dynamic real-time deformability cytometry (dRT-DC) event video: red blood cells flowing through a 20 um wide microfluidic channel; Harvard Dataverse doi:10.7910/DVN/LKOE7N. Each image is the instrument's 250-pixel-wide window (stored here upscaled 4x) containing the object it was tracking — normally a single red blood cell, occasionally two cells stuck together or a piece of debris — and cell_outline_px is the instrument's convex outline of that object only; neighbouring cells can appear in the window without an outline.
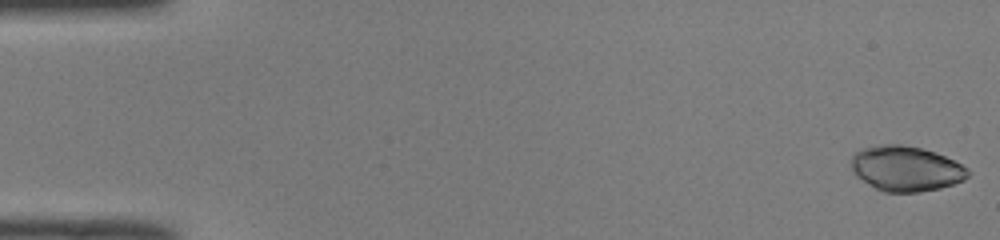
{"species": "common noctule bat (a hibernating species)", "species_latin": "Nyctalus noctula", "temperature_condition": "room temperature", "stored_images_in_passage": 50, "camera_frame_rate_fps": 3000, "um_per_image_px": 0.085, "animal": {"sex": "male", "body_mass_g": 19.0, "forearm_length_mm": 50.8}, "frame": {"image": 1, "passage_image": 1, "time_ms": 0.0, "image_size_px": [1000, 240], "cell_outline_px": [[968, 176], [964, 180], [940, 188], [920, 192], [884, 192], [876, 188], [856, 176], [852, 172], [852, 152], [864, 148], [884, 144], [900, 144], [920, 148], [936, 152], [968, 168]], "centroid_in_image_um": [76.98, 14.33], "position_along_channel_um": 8.0, "area_um2": 30.58}}
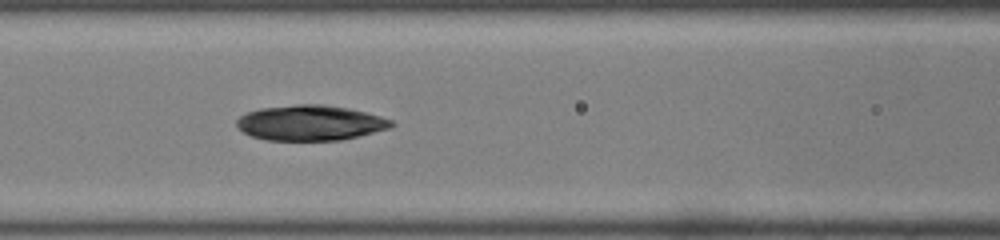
{"frame": {"image": 2, "passage_image": 22, "time_ms": 7.0, "image_size_px": [1000, 240], "cell_outline_px": [[396, 124], [388, 128], [340, 140], [264, 140], [252, 136], [244, 132], [236, 124], [236, 120], [240, 116], [248, 112], [260, 108], [296, 104], [324, 104], [348, 108], [380, 116], [392, 120]], "centroid_in_image_um": [26.35, 10.43], "position_along_channel_um": 140.3, "area_um2": 31.56}}
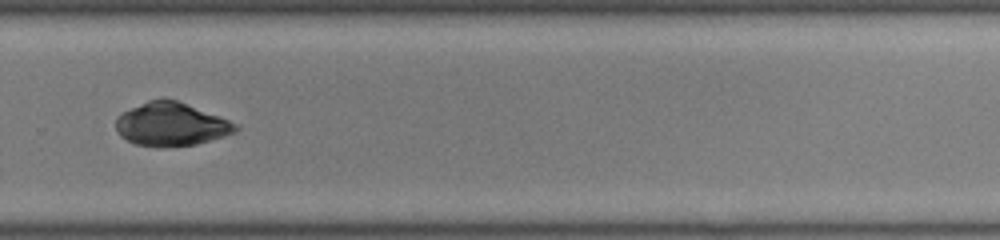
{"frame": {"image": 3, "passage_image": 35, "time_ms": 11.333, "image_size_px": [1000, 240], "cell_outline_px": [[240, 128], [236, 132], [224, 136], [196, 144], [136, 144], [120, 136], [116, 128], [116, 120], [124, 112], [148, 100], [164, 96], [176, 100], [228, 120], [236, 124]], "centroid_in_image_um": [14.56, 10.51], "position_along_channel_um": 315.2, "area_um2": 29.19}}